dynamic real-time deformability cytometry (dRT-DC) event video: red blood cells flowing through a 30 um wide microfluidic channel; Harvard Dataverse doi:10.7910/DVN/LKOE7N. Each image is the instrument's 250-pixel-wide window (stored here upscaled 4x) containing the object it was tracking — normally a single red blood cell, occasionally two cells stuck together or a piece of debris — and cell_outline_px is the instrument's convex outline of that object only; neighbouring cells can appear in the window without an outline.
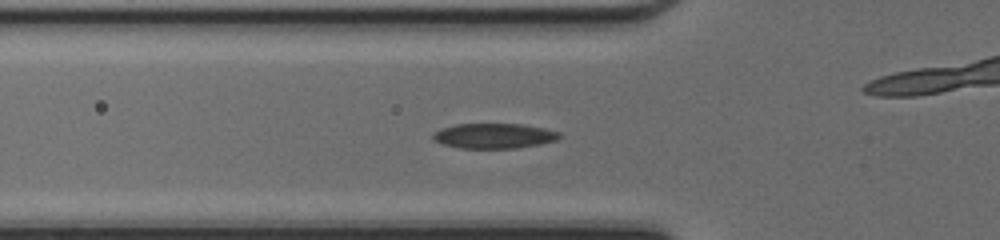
{"species": "common noctule bat (a hibernating species)", "species_latin": "Nyctalus noctula", "temperature_condition": "cold", "stored_images_in_passage": 39, "camera_frame_rate_fps": 3000, "um_per_image_px": 0.085, "animal": {"sex": "female", "body_mass_g": 17.0, "forearm_length_mm": 48.0}, "frame": {"image": 1, "passage_image": 6, "time_ms": 1.667, "image_size_px": [1000, 240], "cell_outline_px": [[560, 136], [556, 140], [540, 144], [516, 148], [460, 148], [440, 144], [432, 140], [432, 132], [440, 128], [456, 124], [524, 124], [544, 128], [560, 132]], "centroid_in_image_um": [41.93, 11.55], "position_along_channel_um": 83.9, "area_um2": 18.67}}
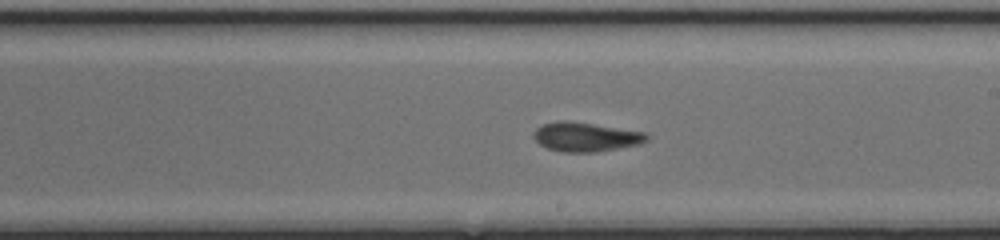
{"frame": {"image": 2, "passage_image": 17, "time_ms": 5.333, "image_size_px": [1000, 240], "cell_outline_px": [[648, 140], [640, 144], [596, 152], [560, 152], [548, 148], [540, 144], [532, 136], [532, 132], [536, 128], [544, 124], [564, 120], [592, 124], [644, 132], [648, 136]], "centroid_in_image_um": [49.76, 11.65], "position_along_channel_um": 239.2, "area_um2": 19.02}}
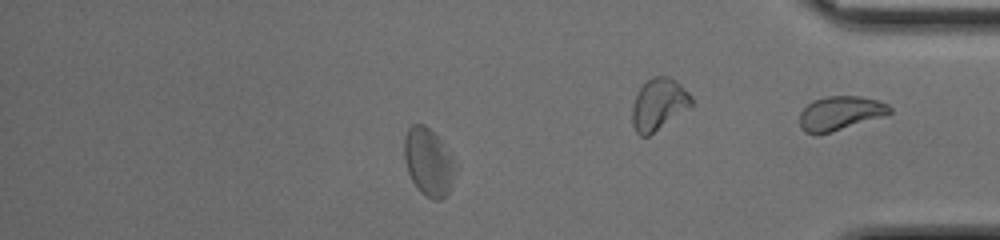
{"frame": {"image": 3, "passage_image": 31, "time_ms": 10.0, "image_size_px": [1000, 240], "cell_outline_px": [[456, 172], [452, 188], [440, 200], [432, 200], [420, 192], [412, 180], [408, 172], [404, 160], [404, 136], [408, 128], [412, 124], [424, 124], [440, 140], [452, 156], [456, 164]], "centroid_in_image_um": [36.43, 13.79], "position_along_channel_um": 398.8, "area_um2": 20.29}, "authors_computed_cell_mechanics": {"area_um2": 19.2474, "velocity_mm_per_s": 4.227, "shape_relaxation_time_tau1_ms": 3.2618, "shape_relaxation_time_tau2_ms": 2.6946, "deformation_change_tau1": 0.1028, "deformation_change_tau2": 0.0913}}